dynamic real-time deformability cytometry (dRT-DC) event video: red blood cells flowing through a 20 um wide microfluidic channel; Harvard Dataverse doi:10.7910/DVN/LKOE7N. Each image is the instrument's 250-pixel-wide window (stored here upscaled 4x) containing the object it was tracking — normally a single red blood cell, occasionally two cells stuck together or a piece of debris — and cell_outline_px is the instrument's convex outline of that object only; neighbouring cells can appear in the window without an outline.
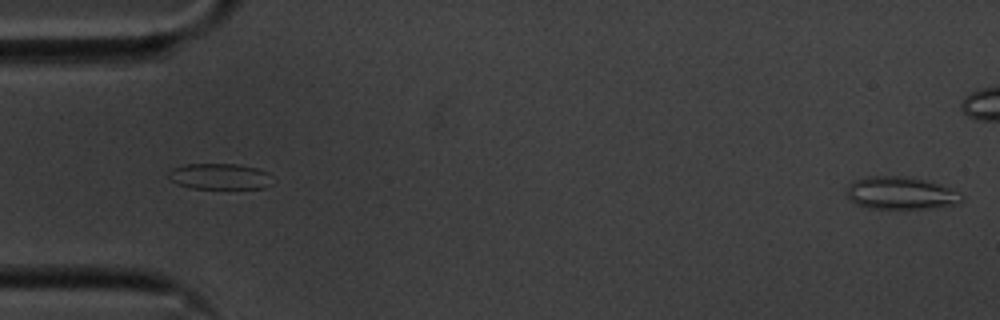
{"species": "common noctule bat (a hibernating species)", "species_latin": "Nyctalus noctula", "temperature_condition": "cold", "stored_images_in_passage": 17, "segment_of_instrument_passage": [2, 2], "camera_frame_rate_fps": 3000, "um_per_image_px": 0.085, "animal": {"sex": "male", "body_mass_g": 20.1, "forearm_length_mm": 53.5}, "frame": {"image": 1, "passage_image": 17, "time_ms": 5.333, "image_size_px": [1000, 320], "cell_outline_px": [[964, 200], [960, 204], [928, 208], [868, 208], [856, 204], [848, 196], [848, 184], [852, 180], [868, 176], [904, 176], [928, 180], [940, 184], [964, 196]], "centroid_in_image_um": [76.58, 16.4], "position_along_channel_um": 8.4, "area_um2": 21.85}}